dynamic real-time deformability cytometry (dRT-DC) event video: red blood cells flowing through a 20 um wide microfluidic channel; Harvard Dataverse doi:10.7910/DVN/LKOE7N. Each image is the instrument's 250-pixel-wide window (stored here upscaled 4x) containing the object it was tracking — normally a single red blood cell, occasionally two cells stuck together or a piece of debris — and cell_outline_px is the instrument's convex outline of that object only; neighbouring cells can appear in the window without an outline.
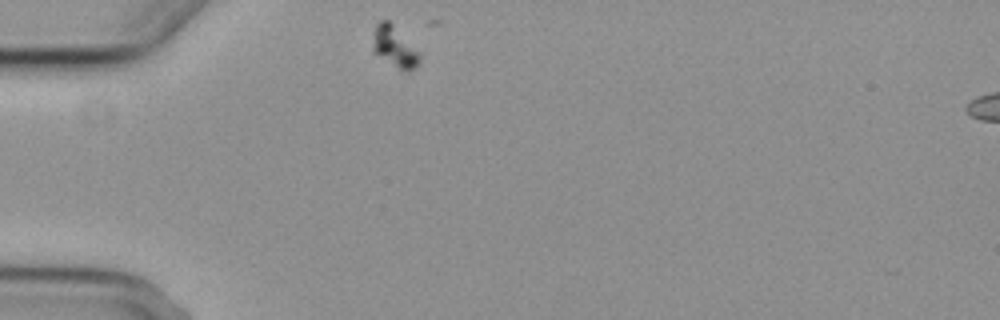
{"species": "common noctule bat (a hibernating species)", "species_latin": "Nyctalus noctula", "temperature_condition": "cold", "stored_images_in_passage": 9, "camera_frame_rate_fps": 3000, "um_per_image_px": 0.085, "animal": {"sex": "female", "body_mass_g": 29.2, "forearm_length_mm": 56.3}, "frame": {"image": 1, "passage_image": 1, "time_ms": 0.0, "image_size_px": [1000, 320], "cell_outline_px": [[420, 64], [416, 68], [408, 72], [404, 72], [372, 52], [372, 48], [376, 24], [380, 20], [388, 20], [420, 52]], "centroid_in_image_um": [33.56, 4.02], "position_along_channel_um": 51.4, "area_um2": 11.21}}
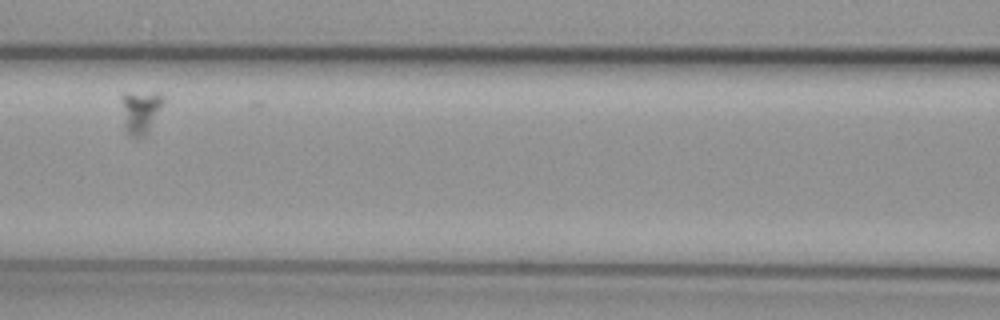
{"frame": {"image": 2, "passage_image": 4, "time_ms": 3.667, "image_size_px": [1000, 320], "cell_outline_px": [[164, 104], [148, 132], [144, 136], [132, 136], [124, 132], [120, 100], [120, 96], [124, 92], [128, 92], [164, 96]], "centroid_in_image_um": [11.88, 9.52], "position_along_channel_um": 154.7, "area_um2": 10.58}}
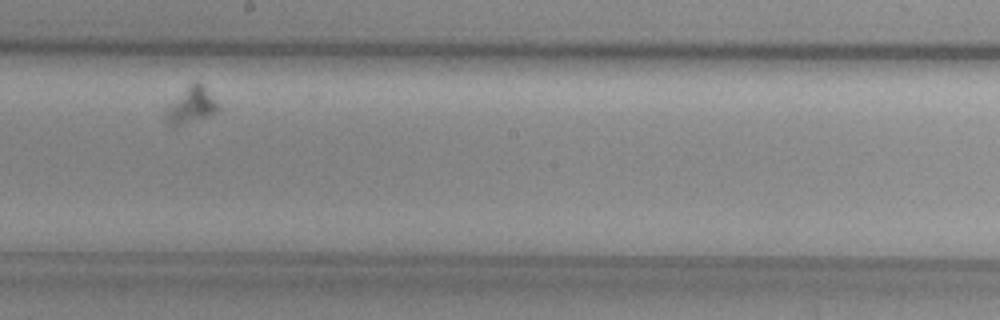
{"frame": {"image": 3, "passage_image": 6, "time_ms": 6.0, "image_size_px": [1000, 320], "cell_outline_px": [[220, 108], [216, 112], [208, 116], [176, 128], [168, 124], [164, 112], [196, 80], [220, 104]], "centroid_in_image_um": [16.28, 9.05], "position_along_channel_um": 231.9, "area_um2": 10.52}}